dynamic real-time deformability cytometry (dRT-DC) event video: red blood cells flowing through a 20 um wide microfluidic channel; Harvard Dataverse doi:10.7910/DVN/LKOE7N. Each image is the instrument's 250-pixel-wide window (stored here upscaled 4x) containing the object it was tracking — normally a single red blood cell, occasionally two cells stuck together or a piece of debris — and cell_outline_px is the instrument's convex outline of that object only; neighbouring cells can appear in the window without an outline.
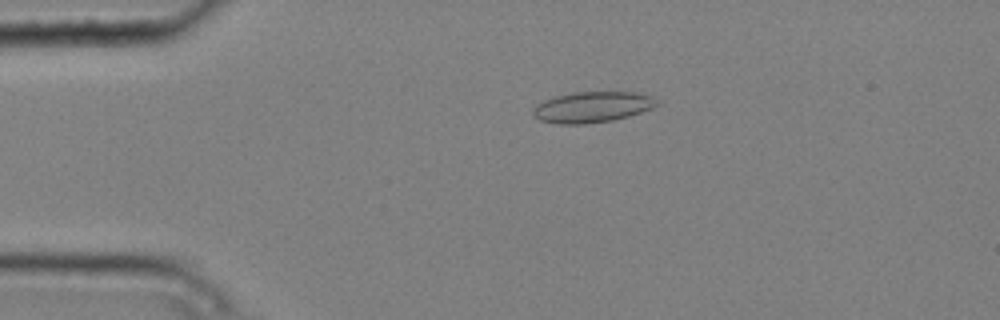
{"species": "common noctule bat (a hibernating species)", "species_latin": "Nyctalus noctula", "temperature_condition": "cold", "stored_images_in_passage": 6, "segment_of_instrument_passage": [1, 2], "camera_frame_rate_fps": 3000, "um_per_image_px": 0.085, "animal": {"sex": "male", "body_mass_g": 20.4}, "frame": {"image": 1, "passage_image": 4, "time_ms": 1.0, "image_size_px": [1000, 320], "cell_outline_px": [[656, 104], [652, 108], [628, 116], [612, 120], [584, 124], [556, 124], [540, 120], [532, 116], [532, 108], [536, 104], [544, 100], [556, 96], [572, 92], [636, 92], [652, 96], [656, 100]], "centroid_in_image_um": [50.27, 9.1], "position_along_channel_um": 34.7, "area_um2": 22.25}}